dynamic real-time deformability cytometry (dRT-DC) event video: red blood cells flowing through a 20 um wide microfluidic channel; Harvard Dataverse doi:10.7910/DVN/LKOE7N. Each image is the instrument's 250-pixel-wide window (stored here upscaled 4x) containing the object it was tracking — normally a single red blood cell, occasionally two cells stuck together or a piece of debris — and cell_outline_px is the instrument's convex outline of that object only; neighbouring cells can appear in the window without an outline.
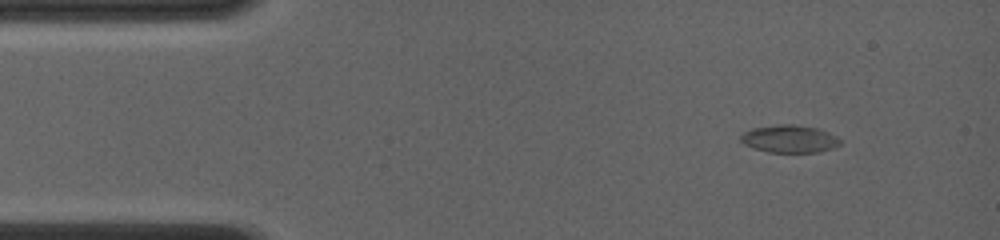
{"species": "common noctule bat (a hibernating species)", "species_latin": "Nyctalus noctula", "temperature_condition": "room temperature", "stored_images_in_passage": 31, "camera_frame_rate_fps": 4000, "um_per_image_px": 0.085, "animal": {"sex": "female", "body_mass_g": 19.0, "forearm_length_mm": 56.7}, "frame": {"image": 1, "passage_image": 3, "time_ms": 1.5, "image_size_px": [1000, 240], "cell_outline_px": [[840, 144], [832, 148], [820, 152], [768, 152], [752, 148], [744, 144], [740, 140], [740, 136], [744, 132], [752, 128], [780, 124], [792, 124], [820, 128], [836, 136], [840, 140]], "centroid_in_image_um": [67.09, 11.8], "position_along_channel_um": 17.9, "area_um2": 16.07}}
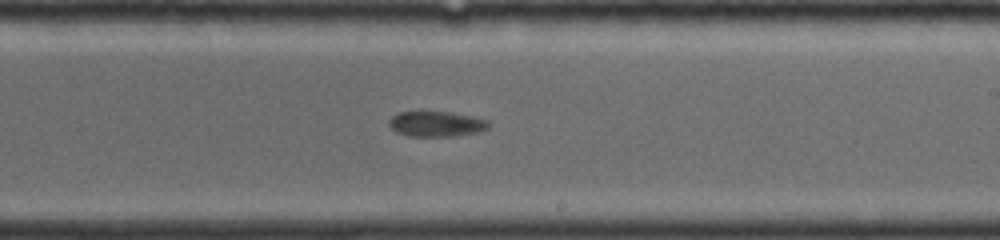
{"frame": {"image": 2, "passage_image": 19, "time_ms": 9.25, "image_size_px": [1000, 240], "cell_outline_px": [[488, 128], [480, 132], [452, 136], [408, 136], [396, 132], [388, 124], [388, 120], [392, 116], [400, 112], [420, 108], [452, 112], [472, 116], [488, 120]], "centroid_in_image_um": [37.03, 10.48], "position_along_channel_um": 252.0, "area_um2": 15.43}}
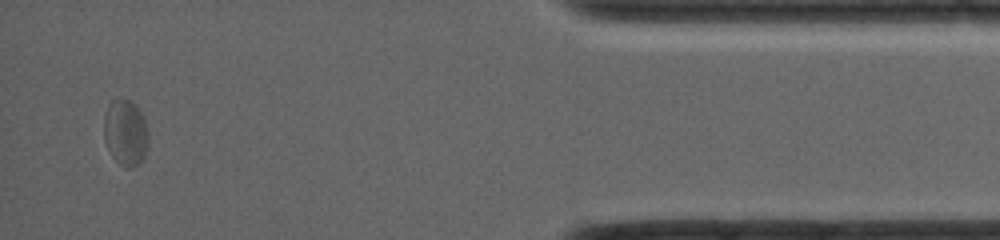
{"frame": {"image": 3, "passage_image": 31, "time_ms": 14.75, "image_size_px": [1000, 240], "cell_outline_px": [[148, 144], [144, 156], [140, 164], [132, 168], [124, 168], [112, 156], [104, 140], [104, 116], [108, 104], [112, 100], [128, 100], [136, 104], [144, 116], [148, 136]], "centroid_in_image_um": [10.68, 11.29], "position_along_channel_um": 424.5, "area_um2": 17.28}, "authors_computed_cell_mechanics": {"area_um2": 15.7216, "velocity_mm_per_s": 4.0356, "shape_relaxation_time_tau1_ms": null, "shape_relaxation_time_tau2_ms": 1.5824, "deformation_change_tau1": null, "deformation_change_tau2": 0.0418}}